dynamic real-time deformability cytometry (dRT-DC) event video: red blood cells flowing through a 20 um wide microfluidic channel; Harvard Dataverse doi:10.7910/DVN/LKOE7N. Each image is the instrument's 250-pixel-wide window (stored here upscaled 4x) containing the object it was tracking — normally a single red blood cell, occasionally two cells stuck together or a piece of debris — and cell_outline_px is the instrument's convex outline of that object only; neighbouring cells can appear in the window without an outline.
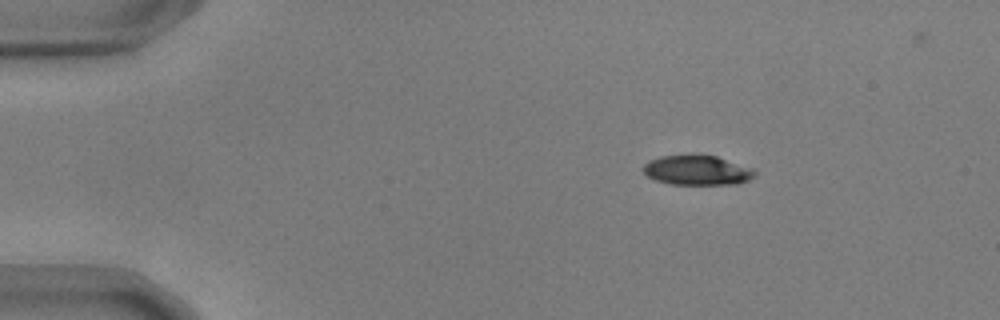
{"species": "common noctule bat (a hibernating species)", "species_latin": "Nyctalus noctula", "temperature_condition": "warm", "stored_images_in_passage": 6, "camera_frame_rate_fps": 3000, "um_per_image_px": 0.085, "animal": {"sex": "male", "body_mass_g": 17.9, "forearm_length_mm": 54.2}, "frame": {"image": 1, "passage_image": 1, "time_ms": 0.0, "image_size_px": [1000, 320], "cell_outline_px": [[756, 176], [748, 180], [736, 184], [672, 184], [656, 180], [648, 176], [644, 172], [644, 164], [648, 160], [660, 156], [716, 156], [752, 168], [756, 172]], "centroid_in_image_um": [59.27, 14.48], "position_along_channel_um": 25.7, "area_um2": 18.96}}